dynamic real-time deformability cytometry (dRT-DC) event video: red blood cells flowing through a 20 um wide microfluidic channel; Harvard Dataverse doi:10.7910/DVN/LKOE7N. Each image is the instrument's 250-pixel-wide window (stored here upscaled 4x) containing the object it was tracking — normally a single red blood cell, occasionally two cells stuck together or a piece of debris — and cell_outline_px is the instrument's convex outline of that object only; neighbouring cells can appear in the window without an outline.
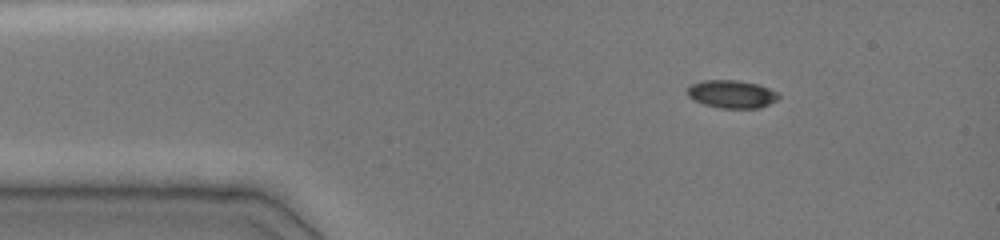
{"species": "common noctule bat (a hibernating species)", "species_latin": "Nyctalus noctula", "temperature_condition": "cold", "stored_images_in_passage": 3, "camera_frame_rate_fps": 3000, "um_per_image_px": 0.085, "animal": {"sex": "female", "body_mass_g": 19.0, "forearm_length_mm": 51.5}, "frame": {"image": 1, "passage_image": 1, "time_ms": 0.0, "image_size_px": [1000, 240], "cell_outline_px": [[780, 96], [776, 100], [760, 108], [720, 108], [704, 104], [688, 96], [688, 88], [692, 84], [704, 80], [736, 80], [760, 84], [776, 92]], "centroid_in_image_um": [62.22, 7.99], "position_along_channel_um": 22.8, "area_um2": 14.68}}